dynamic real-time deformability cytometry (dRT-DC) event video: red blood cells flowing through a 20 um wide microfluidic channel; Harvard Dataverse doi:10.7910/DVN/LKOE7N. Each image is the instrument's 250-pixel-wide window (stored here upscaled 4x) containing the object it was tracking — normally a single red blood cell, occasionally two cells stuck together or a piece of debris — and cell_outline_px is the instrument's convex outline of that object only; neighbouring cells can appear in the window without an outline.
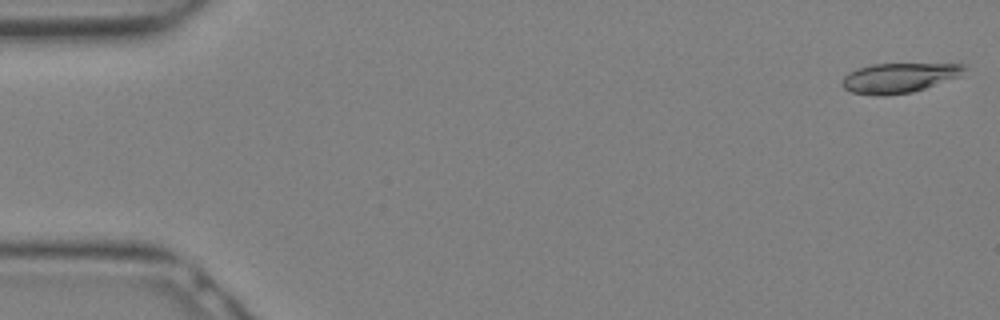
{"species": "Egyptian fruit bat (a non-hibernating species)", "species_latin": "Rousettus aegyptiacus", "temperature_condition": "warm", "stored_images_in_passage": 11, "camera_frame_rate_fps": 3000, "um_per_image_px": 0.085, "animal": {"sex": "female"}, "frame": {"image": 1, "passage_image": 1, "time_ms": 0.0, "image_size_px": [1000, 320], "cell_outline_px": [[964, 76], [912, 92], [884, 96], [876, 96], [852, 92], [844, 88], [840, 84], [844, 76], [848, 72], [872, 64], [964, 64]], "centroid_in_image_um": [76.42, 6.63], "position_along_channel_um": 8.6, "area_um2": 21.33}}
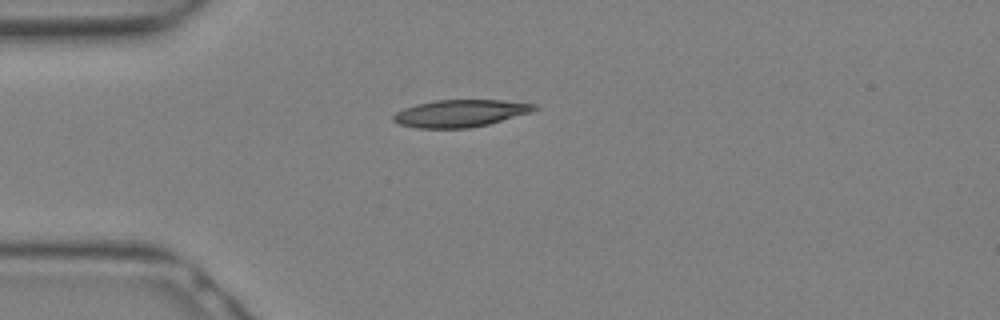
{"frame": {"image": 2, "passage_image": 8, "time_ms": 2.333, "image_size_px": [1000, 320], "cell_outline_px": [[540, 108], [532, 112], [488, 124], [468, 128], [416, 128], [400, 124], [392, 120], [392, 116], [396, 112], [404, 108], [416, 104], [436, 100], [500, 100], [536, 104]], "centroid_in_image_um": [39.13, 9.63], "position_along_channel_um": 45.9, "area_um2": 22.37}}
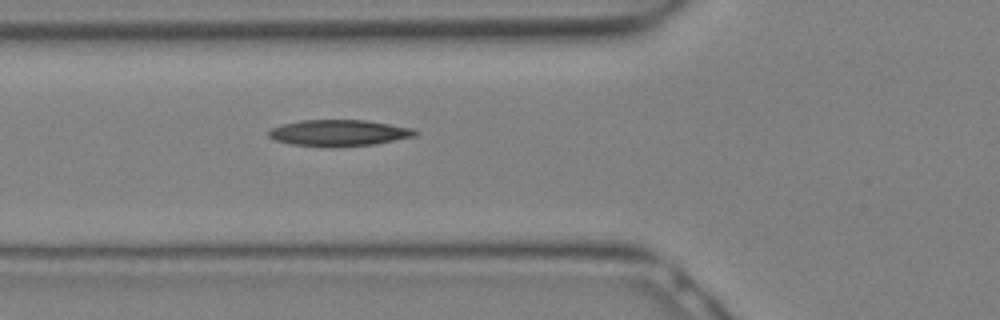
{"frame": {"image": 3, "passage_image": 11, "time_ms": 3.333, "image_size_px": [1000, 320], "cell_outline_px": [[420, 132], [416, 136], [376, 144], [292, 144], [276, 140], [268, 136], [268, 132], [272, 128], [284, 124], [300, 120], [364, 120], [412, 128]], "centroid_in_image_um": [28.86, 11.25], "position_along_channel_um": 96.9, "area_um2": 21.33}}